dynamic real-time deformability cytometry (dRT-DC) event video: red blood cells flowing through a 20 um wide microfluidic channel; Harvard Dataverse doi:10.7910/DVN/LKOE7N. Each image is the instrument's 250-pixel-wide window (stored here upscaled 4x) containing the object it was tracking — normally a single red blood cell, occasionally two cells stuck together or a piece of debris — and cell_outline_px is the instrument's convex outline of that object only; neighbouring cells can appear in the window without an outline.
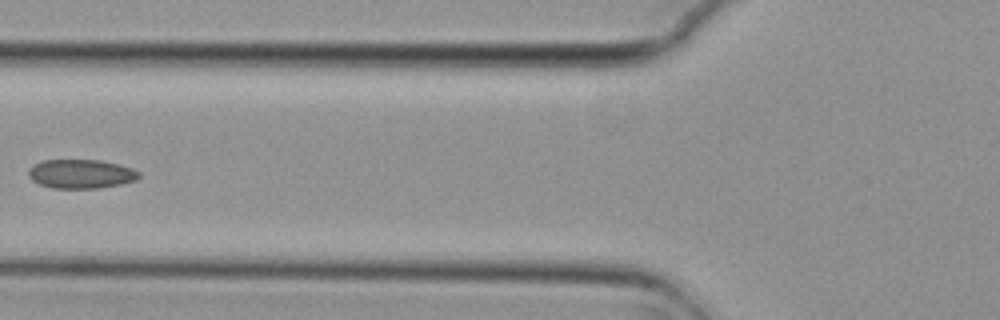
{"species": "common noctule bat (a hibernating species)", "species_latin": "Nyctalus noctula", "temperature_condition": "cold", "stored_images_in_passage": 4, "camera_frame_rate_fps": 3000, "um_per_image_px": 0.085, "animal": {"sex": "female", "body_mass_g": 29.2, "forearm_length_mm": 56.3}, "frame": {"image": 1, "passage_image": 3, "time_ms": 0.667, "image_size_px": [1000, 320], "cell_outline_px": [[140, 176], [136, 180], [120, 184], [96, 188], [52, 188], [40, 184], [32, 180], [28, 176], [28, 172], [36, 164], [44, 160], [100, 160], [132, 168], [140, 172]], "centroid_in_image_um": [6.9, 14.78], "position_along_channel_um": 118.9, "area_um2": 18.44}}
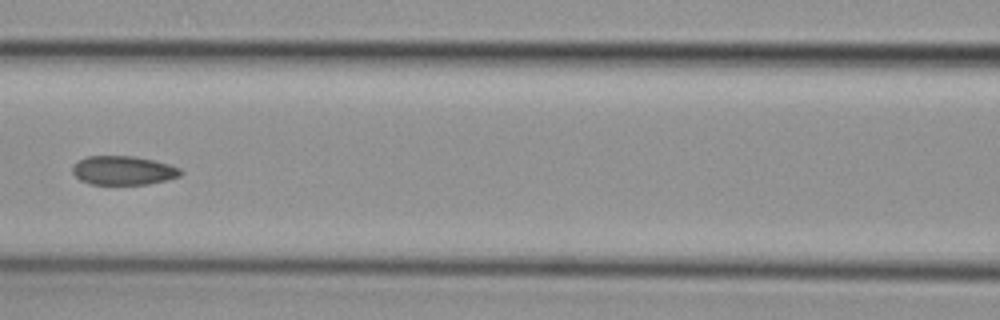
{"frame": {"image": 2, "passage_image": 4, "time_ms": 1.0, "image_size_px": [1000, 320], "cell_outline_px": [[184, 172], [180, 176], [168, 180], [148, 184], [88, 184], [80, 180], [72, 172], [72, 168], [80, 160], [88, 156], [136, 156], [168, 164], [180, 168]], "centroid_in_image_um": [10.51, 14.49], "position_along_channel_um": 156.1, "area_um2": 18.21}}